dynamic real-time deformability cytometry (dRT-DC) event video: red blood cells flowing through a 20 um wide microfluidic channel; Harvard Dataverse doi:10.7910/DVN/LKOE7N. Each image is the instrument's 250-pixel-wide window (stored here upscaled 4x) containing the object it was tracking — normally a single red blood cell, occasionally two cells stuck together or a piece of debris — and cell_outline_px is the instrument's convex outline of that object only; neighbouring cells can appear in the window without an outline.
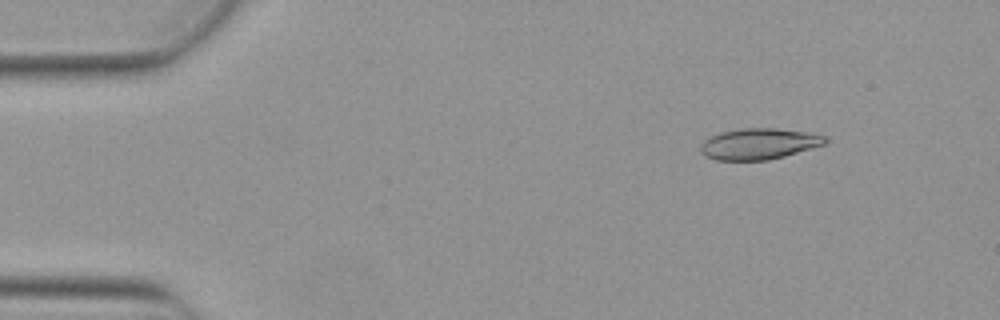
{"species": "Egyptian fruit bat (a non-hibernating species)", "species_latin": "Rousettus aegyptiacus", "temperature_condition": "warm", "stored_images_in_passage": 5, "camera_frame_rate_fps": 3000, "um_per_image_px": 0.085, "animal": {"sex": "female"}, "frame": {"image": 1, "passage_image": 2, "time_ms": 0.333, "image_size_px": [1000, 320], "cell_outline_px": [[828, 140], [824, 144], [812, 148], [784, 156], [768, 160], [716, 160], [708, 156], [700, 148], [700, 144], [704, 140], [720, 132], [740, 128], [776, 128], [804, 132], [828, 136]], "centroid_in_image_um": [64.53, 12.22], "position_along_channel_um": 20.5, "area_um2": 22.37}}
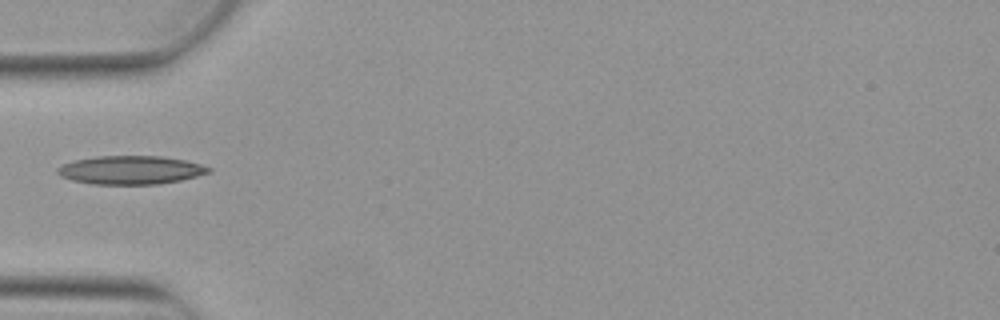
{"frame": {"image": 2, "passage_image": 5, "time_ms": 1.333, "image_size_px": [1000, 320], "cell_outline_px": [[212, 172], [180, 180], [160, 184], [92, 184], [72, 180], [60, 176], [56, 172], [56, 168], [72, 160], [96, 156], [160, 156], [184, 160], [200, 164], [212, 168]], "centroid_in_image_um": [11.08, 14.45], "position_along_channel_um": 73.9, "area_um2": 25.14}}